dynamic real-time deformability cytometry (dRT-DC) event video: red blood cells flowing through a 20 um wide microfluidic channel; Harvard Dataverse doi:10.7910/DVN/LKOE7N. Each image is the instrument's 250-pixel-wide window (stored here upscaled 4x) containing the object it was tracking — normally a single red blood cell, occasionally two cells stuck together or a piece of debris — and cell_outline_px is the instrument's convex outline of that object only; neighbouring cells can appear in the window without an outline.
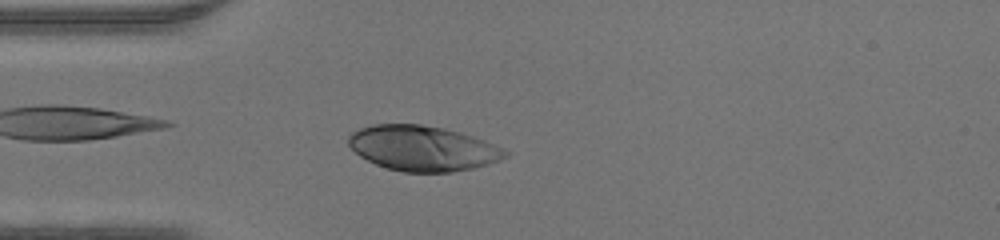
{"species": "human", "species_latin": "Homo sapiens", "temperature_condition": "warm", "stored_images_in_passage": 45, "camera_frame_rate_fps": 3000, "um_per_image_px": 0.085, "donor": {"sex": "male"}, "frame": {"image": 1, "passage_image": 11, "time_ms": 3.333, "image_size_px": [1000, 240], "cell_outline_px": [[508, 156], [500, 160], [488, 164], [472, 168], [452, 172], [404, 172], [388, 168], [376, 164], [360, 156], [348, 144], [348, 136], [352, 132], [360, 128], [372, 124], [420, 124], [444, 128], [460, 132], [484, 140], [504, 148], [508, 152]], "centroid_in_image_um": [35.94, 12.6], "position_along_channel_um": 49.1, "area_um2": 41.21}}
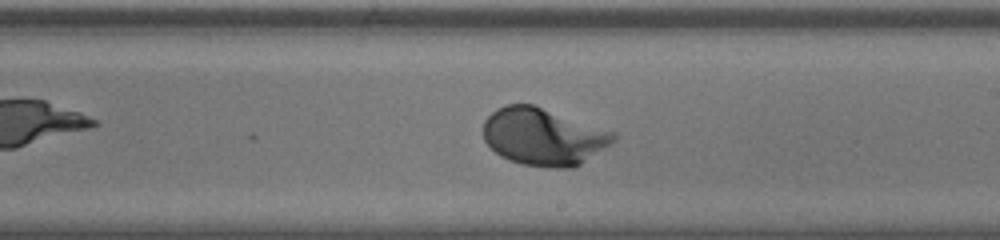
{"frame": {"image": 2, "passage_image": 25, "time_ms": 8.0, "image_size_px": [1000, 240], "cell_outline_px": [[616, 140], [580, 164], [572, 168], [548, 168], [524, 164], [500, 156], [484, 140], [484, 120], [496, 108], [508, 104], [532, 104], [616, 132]], "centroid_in_image_um": [46.19, 11.61], "position_along_channel_um": 242.8, "area_um2": 43.18}}
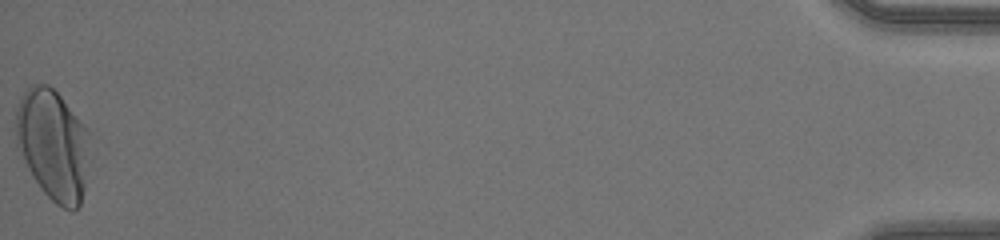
{"frame": {"image": 3, "passage_image": 45, "time_ms": 14.667, "image_size_px": [1000, 240], "cell_outline_px": [[92, 160], [80, 204], [72, 212], [56, 204], [44, 192], [32, 176], [16, 148], [16, 112], [20, 100], [24, 92], [32, 84], [48, 84], [60, 96], [88, 132], [92, 156]], "centroid_in_image_um": [4.53, 12.35], "position_along_channel_um": 430.7, "area_um2": 48.03}}